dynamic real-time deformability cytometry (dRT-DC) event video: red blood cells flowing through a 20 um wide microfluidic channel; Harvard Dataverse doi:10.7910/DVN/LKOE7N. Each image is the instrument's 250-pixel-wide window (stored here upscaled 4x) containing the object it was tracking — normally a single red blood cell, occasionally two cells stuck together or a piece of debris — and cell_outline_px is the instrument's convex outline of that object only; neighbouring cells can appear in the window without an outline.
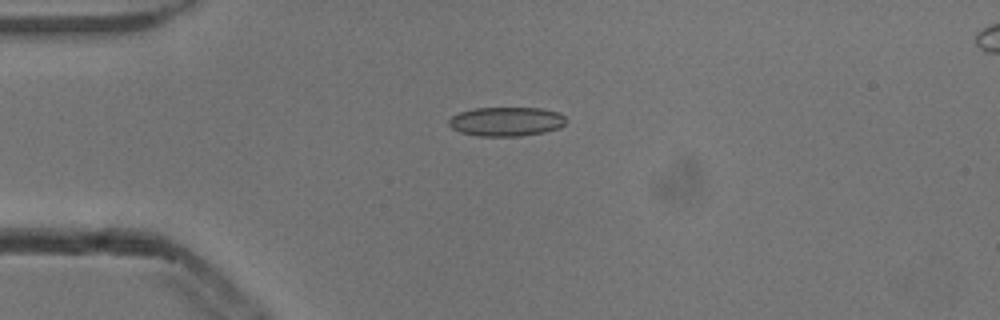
{"species": "common noctule bat (a hibernating species)", "species_latin": "Nyctalus noctula", "temperature_condition": "cold", "stored_images_in_passage": 9, "camera_frame_rate_fps": 3000, "um_per_image_px": 0.085, "animal": {"sex": "male", "body_mass_g": 13.3}, "frame": {"image": 1, "passage_image": 4, "time_ms": 1.0, "image_size_px": [1000, 320], "cell_outline_px": [[564, 124], [560, 128], [544, 132], [520, 136], [480, 136], [460, 132], [452, 128], [448, 124], [448, 120], [452, 116], [460, 112], [472, 108], [540, 108], [556, 112], [564, 116]], "centroid_in_image_um": [43.0, 10.33], "position_along_channel_um": 42.0, "area_um2": 19.83}}
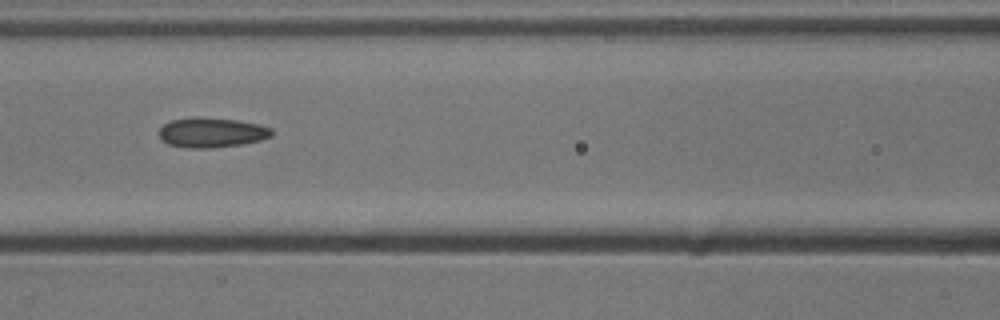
{"frame": {"image": 2, "passage_image": 7, "time_ms": 2.0, "image_size_px": [1000, 320], "cell_outline_px": [[272, 136], [260, 140], [240, 144], [208, 148], [188, 148], [168, 144], [160, 140], [156, 132], [164, 124], [172, 120], [196, 116], [236, 120], [260, 124], [272, 128]], "centroid_in_image_um": [17.94, 11.26], "position_along_channel_um": 148.7, "area_um2": 19.77}}
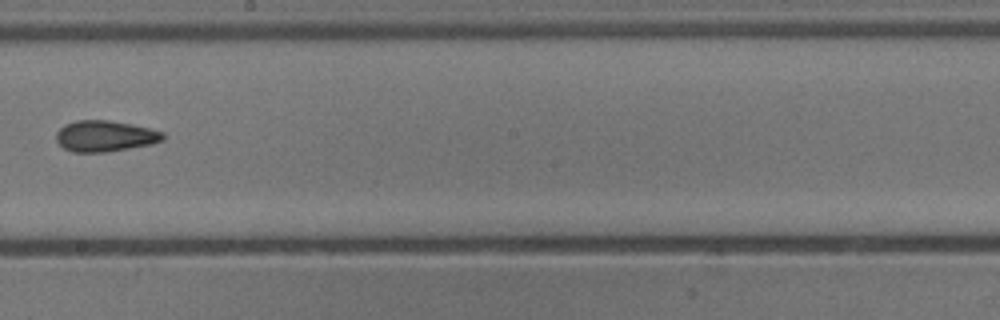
{"frame": {"image": 3, "passage_image": 9, "time_ms": 2.667, "image_size_px": [1000, 320], "cell_outline_px": [[164, 140], [152, 144], [104, 152], [72, 152], [64, 148], [56, 140], [56, 132], [64, 124], [76, 120], [108, 120], [132, 124], [164, 132]], "centroid_in_image_um": [8.91, 11.56], "position_along_channel_um": 239.3, "area_um2": 19.31}}